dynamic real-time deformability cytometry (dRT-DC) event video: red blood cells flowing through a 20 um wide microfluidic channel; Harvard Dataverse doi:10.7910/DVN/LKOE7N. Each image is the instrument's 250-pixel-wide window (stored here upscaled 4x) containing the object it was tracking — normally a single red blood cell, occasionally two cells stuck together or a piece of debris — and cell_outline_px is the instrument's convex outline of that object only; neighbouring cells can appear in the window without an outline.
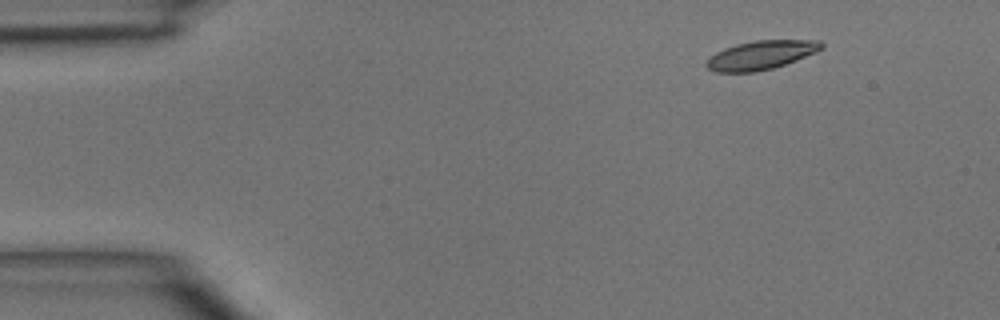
{"species": "common noctule bat (a hibernating species)", "species_latin": "Nyctalus noctula", "temperature_condition": "room temperature", "stored_images_in_passage": 5, "camera_frame_rate_fps": 3000, "um_per_image_px": 0.085, "animal": {"sex": "male", "body_mass_g": 15.6}, "frame": {"image": 1, "passage_image": 2, "time_ms": 1.333, "image_size_px": [1000, 320], "cell_outline_px": [[824, 48], [816, 52], [796, 60], [772, 68], [756, 72], [716, 72], [708, 68], [704, 64], [716, 52], [724, 48], [736, 44], [756, 40], [820, 40], [824, 44]], "centroid_in_image_um": [64.7, 4.67], "position_along_channel_um": 20.3, "area_um2": 19.25}}
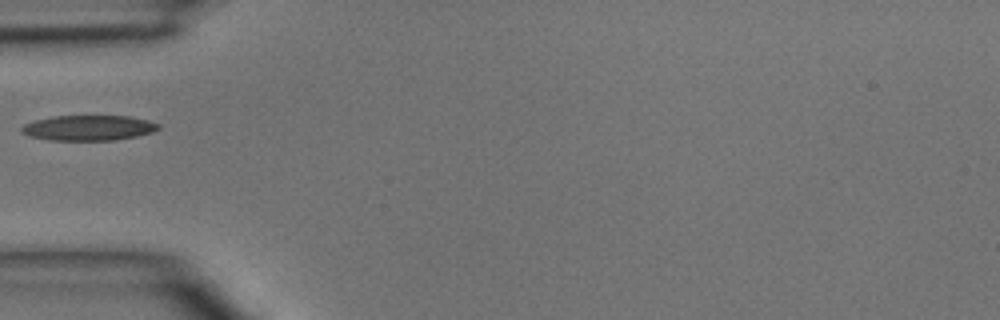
{"frame": {"image": 2, "passage_image": 5, "time_ms": 4.667, "image_size_px": [1000, 320], "cell_outline_px": [[160, 128], [152, 132], [136, 136], [112, 140], [48, 140], [28, 136], [20, 132], [20, 128], [24, 124], [36, 120], [52, 116], [128, 116], [148, 120], [160, 124]], "centroid_in_image_um": [7.5, 10.87], "position_along_channel_um": 77.5, "area_um2": 20.17}}